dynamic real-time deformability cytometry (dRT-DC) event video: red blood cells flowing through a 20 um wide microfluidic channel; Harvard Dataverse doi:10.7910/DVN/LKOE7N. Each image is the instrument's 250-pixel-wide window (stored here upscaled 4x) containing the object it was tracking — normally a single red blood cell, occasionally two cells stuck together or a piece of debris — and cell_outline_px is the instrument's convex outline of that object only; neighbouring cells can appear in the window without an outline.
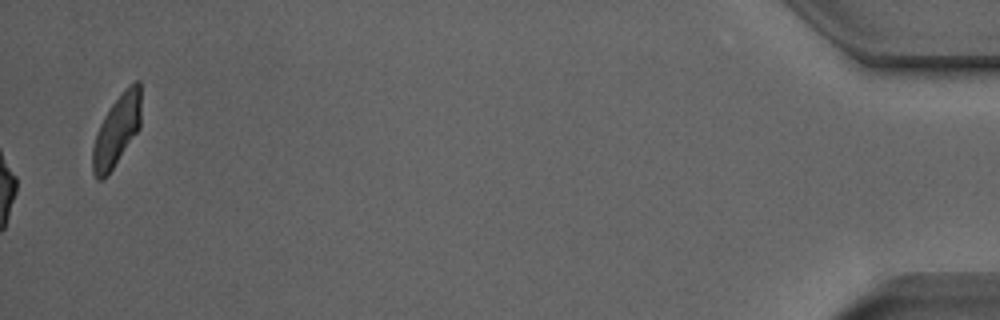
{"species": "Egyptian fruit bat (a non-hibernating species)", "species_latin": "Rousettus aegyptiacus", "temperature_condition": "room temperature", "stored_images_in_passage": 52, "camera_frame_rate_fps": 3000, "um_per_image_px": 0.085, "animal": {"sex": "male"}, "frame": {"image": 1, "passage_image": 52, "time_ms": 17.0, "image_size_px": [1000, 320], "cell_outline_px": [[140, 128], [108, 176], [100, 180], [96, 180], [92, 172], [92, 148], [96, 132], [104, 116], [112, 104], [124, 88], [136, 80], [140, 80]], "centroid_in_image_um": [9.91, 11.12], "position_along_channel_um": 425.3, "area_um2": 20.23}, "authors_computed_cell_mechanics": {"area_um2": 20.3456, "velocity_mm_per_s": 3.9644, "shape_relaxation_time_tau1_ms": 3.7549, "shape_relaxation_time_tau2_ms": 1.5187, "deformation_change_tau1": 0.1805, "deformation_change_tau2": 0.1009}}